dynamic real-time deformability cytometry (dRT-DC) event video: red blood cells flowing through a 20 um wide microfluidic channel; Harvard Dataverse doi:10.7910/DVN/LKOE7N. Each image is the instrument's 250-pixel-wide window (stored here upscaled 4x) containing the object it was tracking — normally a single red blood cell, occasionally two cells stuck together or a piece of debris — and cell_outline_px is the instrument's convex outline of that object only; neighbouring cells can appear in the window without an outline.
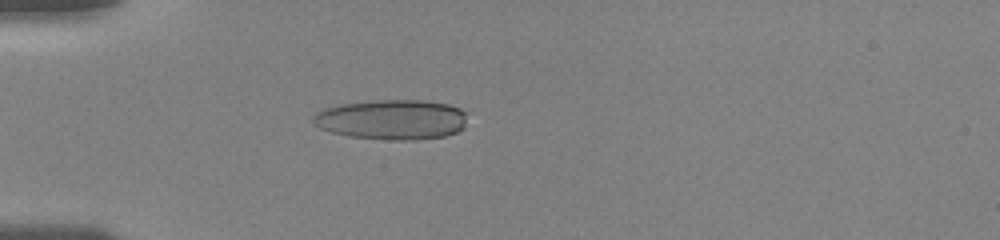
{"species": "human", "species_latin": "Homo sapiens", "temperature_condition": "room temperature", "stored_images_in_passage": 55, "camera_frame_rate_fps": 3000, "um_per_image_px": 0.085, "donor": {"sex": "female"}, "frame": {"image": 1, "passage_image": 17, "time_ms": 5.0, "image_size_px": [1000, 240], "cell_outline_px": [[468, 112], [464, 128], [456, 132], [444, 136], [416, 140], [396, 140], [348, 136], [332, 132], [320, 128], [312, 120], [312, 116], [316, 112], [324, 108], [340, 104], [376, 100], [424, 100], [448, 104], [460, 108]], "centroid_in_image_um": [33.34, 10.15], "position_along_channel_um": 51.7, "area_um2": 36.18}}
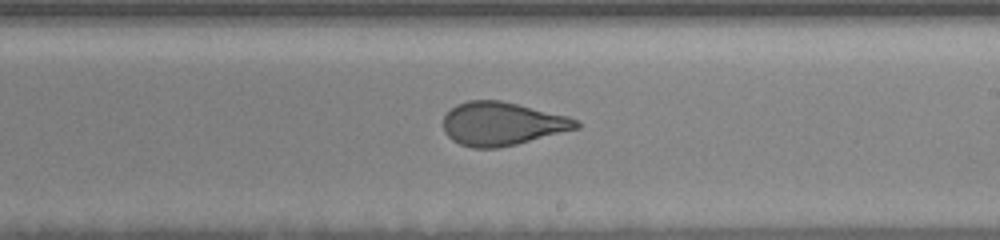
{"frame": {"image": 2, "passage_image": 35, "time_ms": 10.667, "image_size_px": [1000, 240], "cell_outline_px": [[580, 128], [516, 144], [496, 148], [472, 148], [460, 144], [452, 140], [444, 132], [444, 116], [456, 104], [468, 100], [500, 100], [568, 116], [576, 120], [580, 124]], "centroid_in_image_um": [42.66, 10.52], "position_along_channel_um": 246.3, "area_um2": 33.47}}
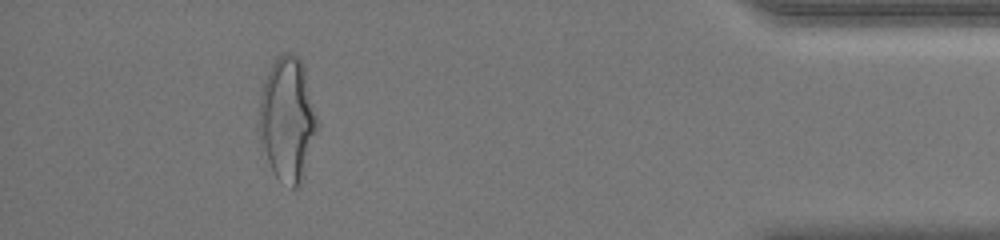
{"frame": {"image": 3, "passage_image": 51, "time_ms": 16.333, "image_size_px": [1000, 240], "cell_outline_px": [[320, 128], [300, 188], [292, 188], [276, 176], [268, 160], [264, 148], [260, 128], [260, 100], [264, 80], [276, 56], [280, 52], [292, 52], [304, 64], [320, 124]], "centroid_in_image_um": [24.51, 10.1], "position_along_channel_um": 410.7, "area_um2": 42.43}, "authors_computed_cell_mechanics": {"area_um2": 34.969, "velocity_mm_per_s": 3.7109, "shape_relaxation_time_tau1_ms": 5.0258, "shape_relaxation_time_tau2_ms": 0.9974, "deformation_change_tau1": 0.1765, "deformation_change_tau2": 0.0902}}